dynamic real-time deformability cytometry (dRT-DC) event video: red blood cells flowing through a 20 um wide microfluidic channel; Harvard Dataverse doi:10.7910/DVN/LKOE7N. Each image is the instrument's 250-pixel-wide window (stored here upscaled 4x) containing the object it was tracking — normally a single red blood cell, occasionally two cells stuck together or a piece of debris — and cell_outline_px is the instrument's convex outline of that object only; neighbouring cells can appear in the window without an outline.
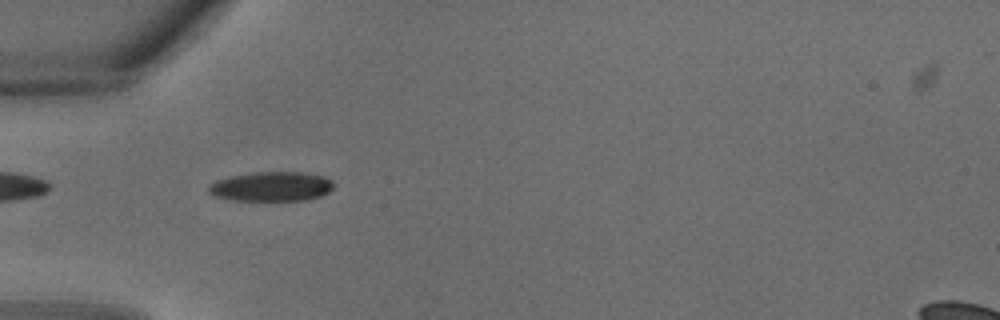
{"species": "common noctule bat (a hibernating species)", "species_latin": "Nyctalus noctula", "temperature_condition": "warm", "stored_images_in_passage": 9, "camera_frame_rate_fps": 3000, "um_per_image_px": 0.085, "animal": {"sex": "male", "body_mass_g": 18.8}, "frame": {"image": 1, "passage_image": 7, "time_ms": 2.0, "image_size_px": [1000, 320], "cell_outline_px": [[336, 184], [328, 192], [320, 196], [304, 200], [232, 200], [216, 196], [208, 192], [208, 188], [216, 180], [232, 176], [256, 172], [304, 172], [324, 176], [332, 180]], "centroid_in_image_um": [23.12, 15.84], "position_along_channel_um": 61.9, "area_um2": 21.39}}
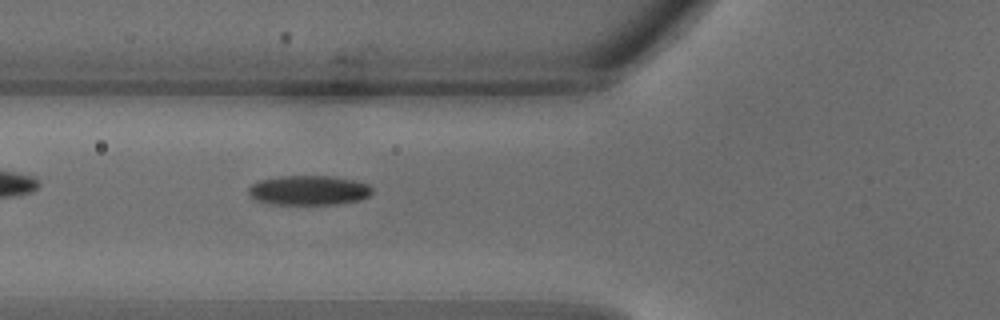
{"frame": {"image": 2, "passage_image": 9, "time_ms": 2.667, "image_size_px": [1000, 320], "cell_outline_px": [[372, 192], [368, 196], [360, 200], [336, 204], [268, 204], [256, 200], [248, 192], [248, 188], [252, 184], [260, 180], [284, 176], [328, 176], [352, 180], [368, 184], [372, 188]], "centroid_in_image_um": [26.23, 16.18], "position_along_channel_um": 99.6, "area_um2": 21.15}}